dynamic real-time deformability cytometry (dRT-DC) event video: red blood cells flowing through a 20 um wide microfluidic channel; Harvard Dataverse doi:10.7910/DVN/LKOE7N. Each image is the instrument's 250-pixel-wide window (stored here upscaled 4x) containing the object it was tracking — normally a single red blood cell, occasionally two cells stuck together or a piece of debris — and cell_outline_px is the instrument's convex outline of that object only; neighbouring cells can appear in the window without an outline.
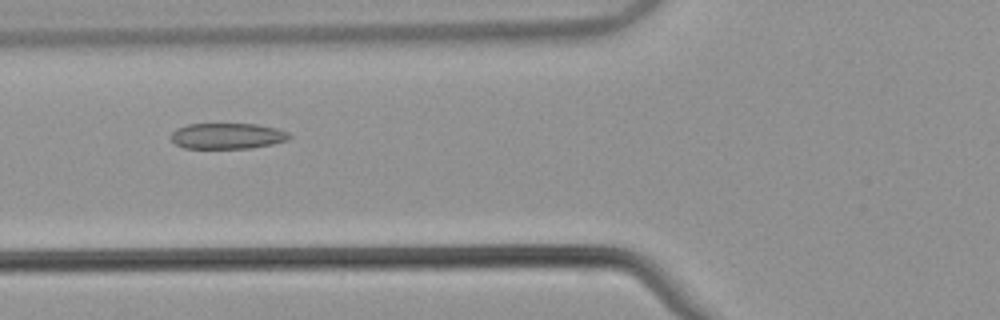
{"species": "common noctule bat (a hibernating species)", "species_latin": "Nyctalus noctula", "temperature_condition": "warm", "stored_images_in_passage": 39, "camera_frame_rate_fps": 3000, "um_per_image_px": 0.085, "animal": {"sex": "male", "body_mass_g": 21.5, "forearm_length_mm": 52.0}, "frame": {"image": 1, "passage_image": 6, "time_ms": 1.667, "image_size_px": [1000, 320], "cell_outline_px": [[292, 136], [288, 140], [272, 144], [252, 148], [184, 148], [176, 144], [168, 136], [176, 128], [188, 124], [256, 124], [276, 128], [288, 132]], "centroid_in_image_um": [19.31, 11.56], "position_along_channel_um": 106.5, "area_um2": 17.92}}
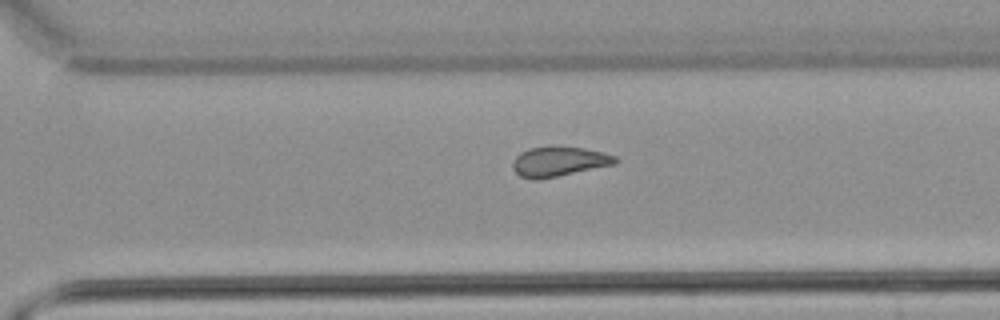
{"frame": {"image": 2, "passage_image": 23, "time_ms": 7.333, "image_size_px": [1000, 320], "cell_outline_px": [[620, 160], [616, 164], [540, 180], [532, 180], [520, 176], [512, 168], [512, 164], [516, 156], [520, 152], [528, 148], [584, 148], [604, 152], [616, 156]], "centroid_in_image_um": [47.53, 13.76], "position_along_channel_um": 323.1, "area_um2": 17.69}}
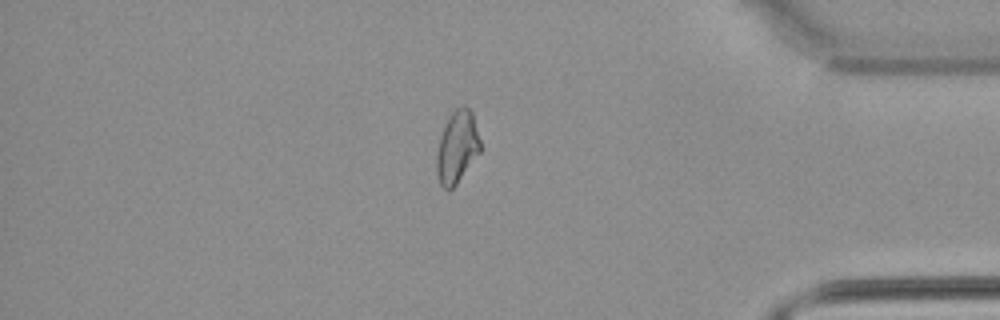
{"frame": {"image": 3, "passage_image": 31, "time_ms": 10.0, "image_size_px": [1000, 320], "cell_outline_px": [[480, 152], [456, 184], [448, 192], [440, 184], [436, 172], [436, 156], [440, 136], [444, 124], [452, 112], [456, 108], [464, 104], [472, 112], [480, 140]], "centroid_in_image_um": [38.83, 12.5], "position_along_channel_um": 396.4, "area_um2": 18.38}, "authors_computed_cell_mechanics": {"area_um2": 18.496, "velocity_mm_per_s": 3.8278, "shape_relaxation_time_tau1_ms": null, "shape_relaxation_time_tau2_ms": 3.4444, "deformation_change_tau1": null, "deformation_change_tau2": 0.0958}}